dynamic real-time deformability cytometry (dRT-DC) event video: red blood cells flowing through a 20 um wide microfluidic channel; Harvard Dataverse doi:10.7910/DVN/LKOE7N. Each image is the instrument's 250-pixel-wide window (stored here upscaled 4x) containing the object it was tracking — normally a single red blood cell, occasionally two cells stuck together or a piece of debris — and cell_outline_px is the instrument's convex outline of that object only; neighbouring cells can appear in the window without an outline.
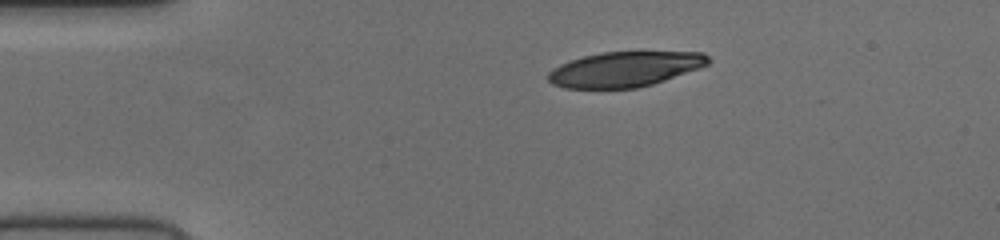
{"species": "human", "species_latin": "Homo sapiens", "temperature_condition": "cold", "stored_images_in_passage": 43, "camera_frame_rate_fps": 3000, "um_per_image_px": 0.085, "donor": {"sex": "female"}, "frame": {"image": 1, "passage_image": 1, "time_ms": 0.0, "image_size_px": [1000, 240], "cell_outline_px": [[712, 60], [708, 64], [700, 68], [652, 84], [636, 88], [564, 88], [552, 84], [548, 80], [548, 72], [552, 68], [560, 64], [584, 56], [600, 52], [704, 52]], "centroid_in_image_um": [53.11, 5.88], "position_along_channel_um": 31.9, "area_um2": 32.71}}
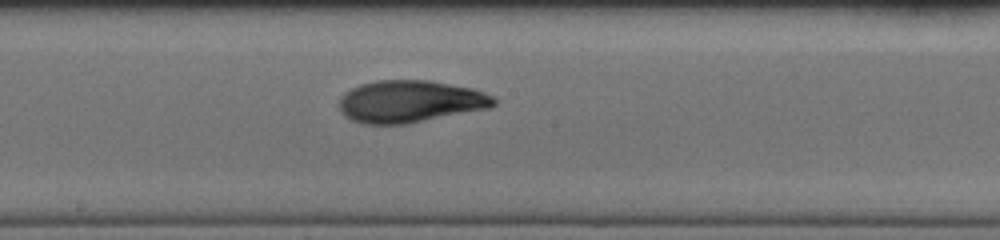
{"frame": {"image": 2, "passage_image": 19, "time_ms": 6.0, "image_size_px": [1000, 240], "cell_outline_px": [[496, 104], [488, 108], [408, 124], [360, 124], [344, 116], [340, 112], [340, 96], [344, 92], [360, 84], [376, 80], [428, 80], [472, 88], [484, 92], [492, 96], [496, 100]], "centroid_in_image_um": [34.82, 8.63], "position_along_channel_um": 213.4, "area_um2": 38.15}}
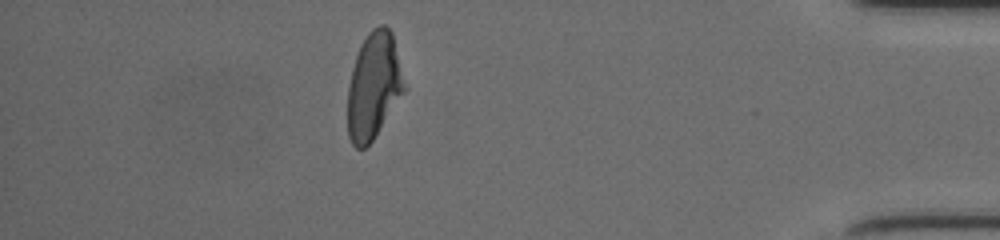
{"frame": {"image": 3, "passage_image": 37, "time_ms": 12.0, "image_size_px": [1000, 240], "cell_outline_px": [[408, 88], [372, 140], [364, 148], [356, 148], [352, 144], [348, 136], [348, 84], [352, 68], [360, 44], [368, 32], [372, 28], [380, 24], [384, 24], [392, 32]], "centroid_in_image_um": [31.79, 7.27], "position_along_channel_um": 403.4, "area_um2": 35.55}}